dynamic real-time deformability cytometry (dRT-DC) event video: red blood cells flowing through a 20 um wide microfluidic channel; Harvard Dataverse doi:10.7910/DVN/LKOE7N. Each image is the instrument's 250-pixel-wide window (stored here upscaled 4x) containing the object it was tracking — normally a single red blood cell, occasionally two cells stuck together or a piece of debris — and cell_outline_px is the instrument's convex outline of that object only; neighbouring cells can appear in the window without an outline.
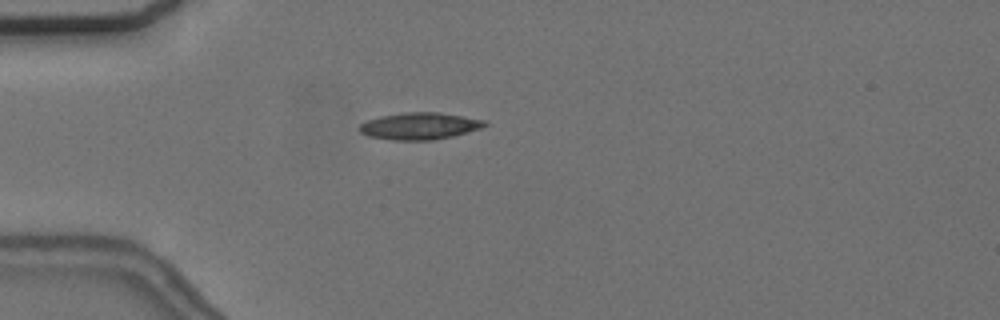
{"species": "common noctule bat (a hibernating species)", "species_latin": "Nyctalus noctula", "temperature_condition": "cold", "stored_images_in_passage": 1, "camera_frame_rate_fps": 3000, "um_per_image_px": 0.085, "animal": {"sex": "female", "body_mass_g": 24.6, "forearm_length_mm": 56.2}, "frame": {"image": 1, "passage_image": 1, "time_ms": 0.0, "image_size_px": [1000, 320], "cell_outline_px": [[488, 124], [480, 128], [468, 132], [452, 136], [432, 140], [392, 140], [368, 136], [360, 132], [360, 124], [368, 120], [380, 116], [404, 112], [440, 112], [484, 120]], "centroid_in_image_um": [35.66, 10.71], "position_along_channel_um": 49.3, "area_um2": 19.54}}